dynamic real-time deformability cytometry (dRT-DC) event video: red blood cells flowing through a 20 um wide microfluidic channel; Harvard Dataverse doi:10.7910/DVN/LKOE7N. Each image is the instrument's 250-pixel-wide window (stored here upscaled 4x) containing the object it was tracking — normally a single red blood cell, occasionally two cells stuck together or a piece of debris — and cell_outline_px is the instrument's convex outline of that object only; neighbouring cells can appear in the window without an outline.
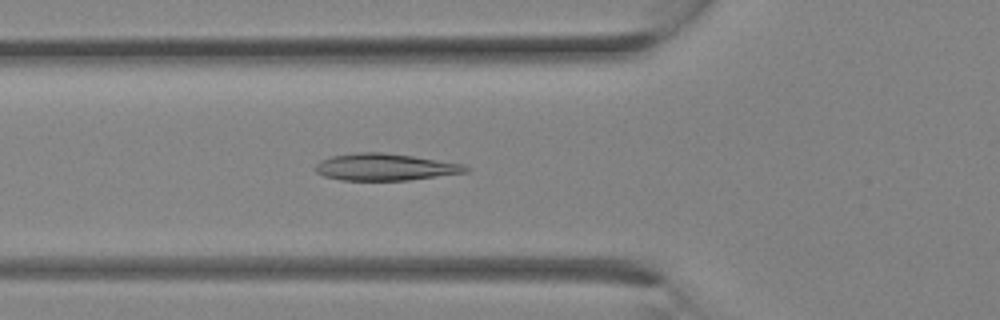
{"species": "Egyptian fruit bat (a non-hibernating species)", "species_latin": "Rousettus aegyptiacus", "temperature_condition": "room temperature", "stored_images_in_passage": 7, "camera_frame_rate_fps": 3000, "um_per_image_px": 0.085, "animal": {"sex": "female"}, "frame": {"image": 1, "passage_image": 5, "time_ms": 1.333, "image_size_px": [1000, 320], "cell_outline_px": [[468, 172], [408, 180], [340, 180], [324, 176], [316, 172], [316, 164], [320, 160], [332, 156], [360, 152], [380, 152], [412, 156], [464, 164], [468, 168]], "centroid_in_image_um": [32.71, 14.2], "position_along_channel_um": 93.1, "area_um2": 23.35}}
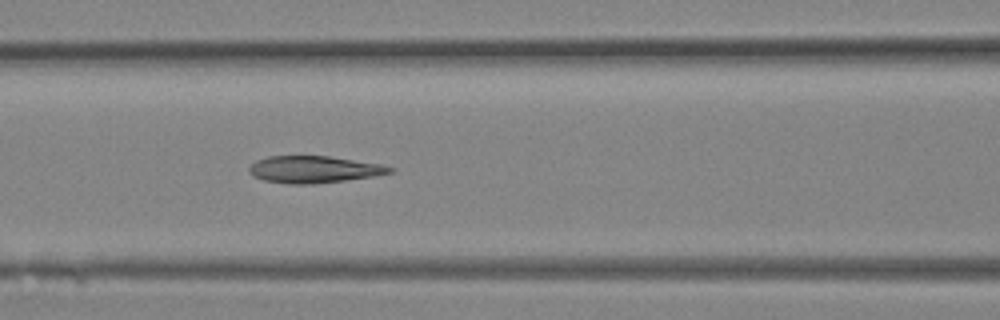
{"frame": {"image": 2, "passage_image": 7, "time_ms": 2.0, "image_size_px": [1000, 320], "cell_outline_px": [[396, 168], [392, 172], [372, 176], [344, 180], [312, 184], [288, 184], [264, 180], [252, 176], [248, 172], [248, 168], [256, 160], [268, 156], [328, 156], [384, 164]], "centroid_in_image_um": [26.67, 14.39], "position_along_channel_um": 139.9, "area_um2": 22.14}}